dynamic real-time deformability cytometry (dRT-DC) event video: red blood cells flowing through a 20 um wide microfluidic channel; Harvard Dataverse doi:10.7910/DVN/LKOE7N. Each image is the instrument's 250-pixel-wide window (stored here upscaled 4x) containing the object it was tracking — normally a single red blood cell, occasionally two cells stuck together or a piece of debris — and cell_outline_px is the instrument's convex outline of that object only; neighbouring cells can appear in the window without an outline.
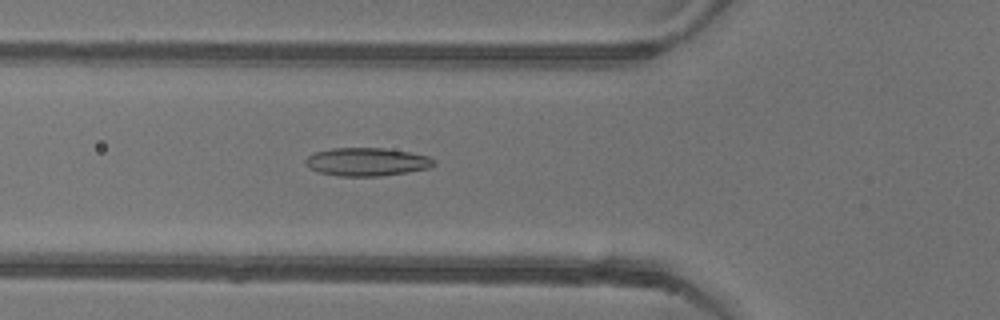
{"species": "common noctule bat (a hibernating species)", "species_latin": "Nyctalus noctula", "temperature_condition": "warm", "stored_images_in_passage": 53, "camera_frame_rate_fps": 3000, "um_per_image_px": 0.085, "animal": {"sex": "female"}, "frame": {"image": 1, "passage_image": 19, "time_ms": 6.0, "image_size_px": [1000, 320], "cell_outline_px": [[436, 164], [428, 168], [408, 172], [380, 176], [336, 176], [320, 172], [308, 168], [304, 164], [304, 160], [308, 156], [316, 152], [332, 148], [384, 148], [408, 152], [428, 156], [436, 160]], "centroid_in_image_um": [31.17, 13.76], "position_along_channel_um": 94.6, "area_um2": 21.15}}
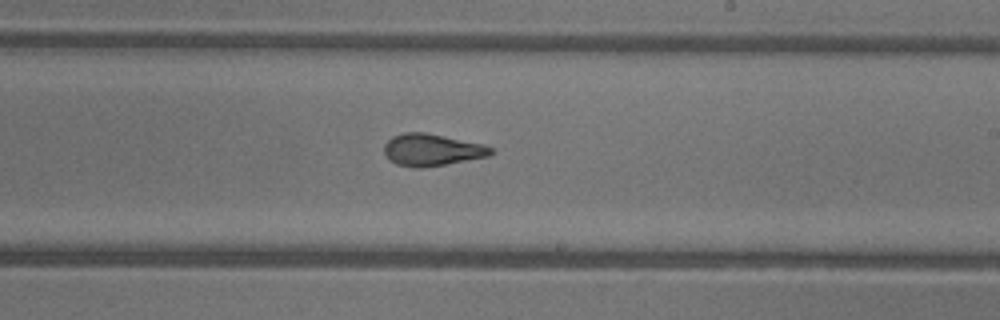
{"frame": {"image": 2, "passage_image": 31, "time_ms": 10.0, "image_size_px": [1000, 320], "cell_outline_px": [[492, 152], [488, 156], [444, 164], [420, 168], [412, 168], [396, 164], [384, 152], [384, 144], [392, 136], [404, 132], [424, 132], [484, 144], [492, 148]], "centroid_in_image_um": [36.68, 12.73], "position_along_channel_um": 252.3, "area_um2": 19.65}}
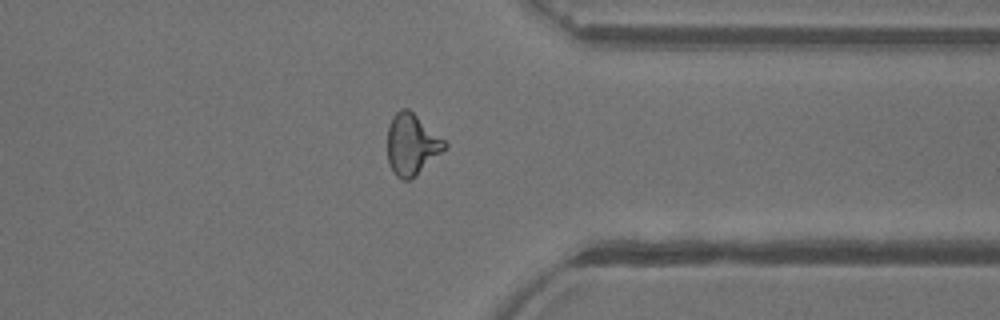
{"frame": {"image": 3, "passage_image": 41, "time_ms": 13.333, "image_size_px": [1000, 320], "cell_outline_px": [[448, 148], [412, 180], [400, 180], [392, 172], [388, 160], [388, 124], [392, 116], [400, 108], [408, 108], [444, 140], [448, 144]], "centroid_in_image_um": [35.0, 12.31], "position_along_channel_um": 376.4, "area_um2": 20.69}, "authors_computed_cell_mechanics": {"area_um2": 20.3456, "velocity_mm_per_s": 3.9218, "shape_relaxation_time_tau1_ms": null, "shape_relaxation_time_tau2_ms": 1.6773, "deformation_change_tau1": null, "deformation_change_tau2": 0.0845}}